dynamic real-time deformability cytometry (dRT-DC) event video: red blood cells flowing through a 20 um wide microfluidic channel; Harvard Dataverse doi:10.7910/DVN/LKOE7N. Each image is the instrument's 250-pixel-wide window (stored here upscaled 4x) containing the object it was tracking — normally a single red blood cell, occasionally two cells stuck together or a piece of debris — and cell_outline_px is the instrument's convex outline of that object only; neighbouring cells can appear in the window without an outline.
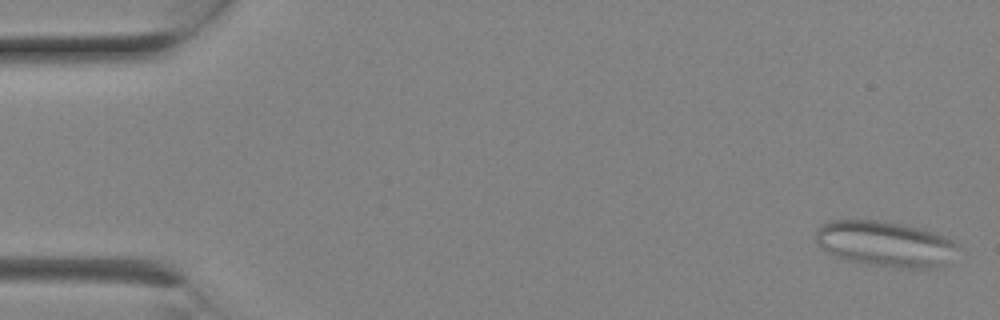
{"species": "Egyptian fruit bat (a non-hibernating species)", "species_latin": "Rousettus aegyptiacus", "temperature_condition": "room temperature", "stored_images_in_passage": 8, "camera_frame_rate_fps": 3000, "um_per_image_px": 0.085, "animal": {"sex": "female"}, "frame": {"image": 1, "passage_image": 1, "time_ms": 0.0, "image_size_px": [1000, 320], "cell_outline_px": [[960, 248], [944, 264], [932, 268], [900, 268], [868, 264], [848, 260], [828, 252], [816, 240], [816, 232], [828, 220], [876, 220], [900, 224], [920, 228], [944, 236], [952, 240]], "centroid_in_image_um": [75.27, 20.73], "position_along_channel_um": 9.7, "area_um2": 37.17}}
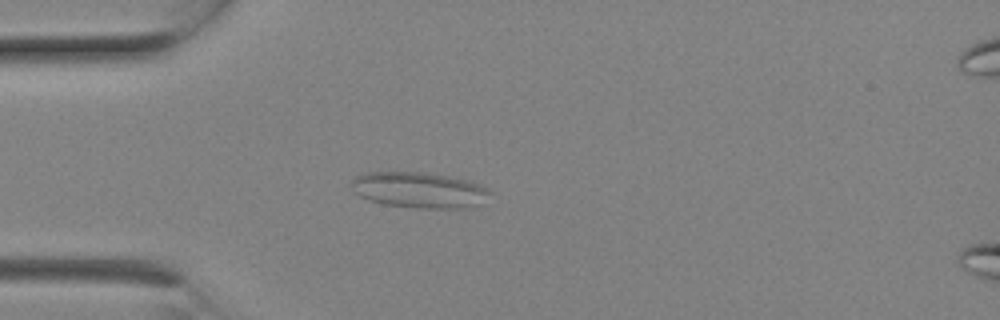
{"frame": {"image": 2, "passage_image": 6, "time_ms": 1.667, "image_size_px": [1000, 320], "cell_outline_px": [[492, 192], [480, 204], [468, 208], [420, 208], [384, 204], [368, 200], [360, 196], [352, 188], [352, 180], [356, 176], [368, 172], [424, 172], [448, 176], [468, 180], [480, 184], [488, 188]], "centroid_in_image_um": [35.66, 16.15], "position_along_channel_um": 49.3, "area_um2": 28.9}}